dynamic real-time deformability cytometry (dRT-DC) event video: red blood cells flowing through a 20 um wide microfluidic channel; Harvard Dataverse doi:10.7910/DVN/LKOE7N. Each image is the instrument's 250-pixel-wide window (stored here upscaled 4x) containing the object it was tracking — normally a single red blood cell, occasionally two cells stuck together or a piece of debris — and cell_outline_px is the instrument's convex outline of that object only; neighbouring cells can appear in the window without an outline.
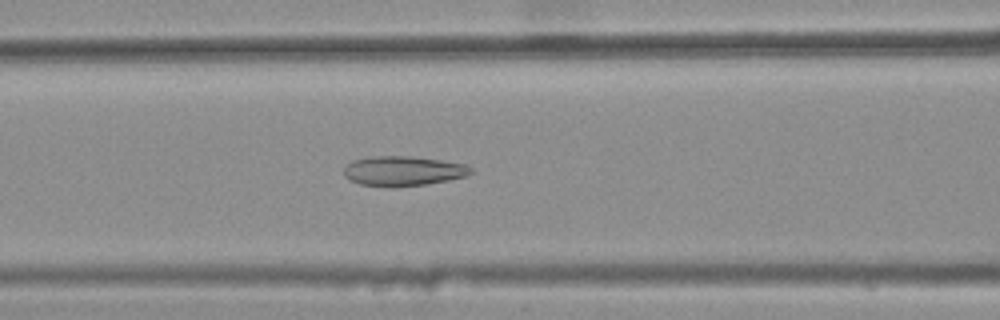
{"species": "common noctule bat (a hibernating species)", "species_latin": "Nyctalus noctula", "temperature_condition": "warm", "stored_images_in_passage": 33, "camera_frame_rate_fps": 3000, "um_per_image_px": 0.085, "animal": {"sex": "female", "body_mass_g": 25.1}, "frame": {"image": 1, "passage_image": 10, "time_ms": 3.0, "image_size_px": [1000, 320], "cell_outline_px": [[472, 172], [464, 176], [448, 180], [424, 184], [360, 184], [344, 176], [344, 168], [352, 160], [368, 156], [412, 156], [440, 160], [464, 164], [472, 168]], "centroid_in_image_um": [34.26, 14.48], "position_along_channel_um": 132.3, "area_um2": 21.1}}
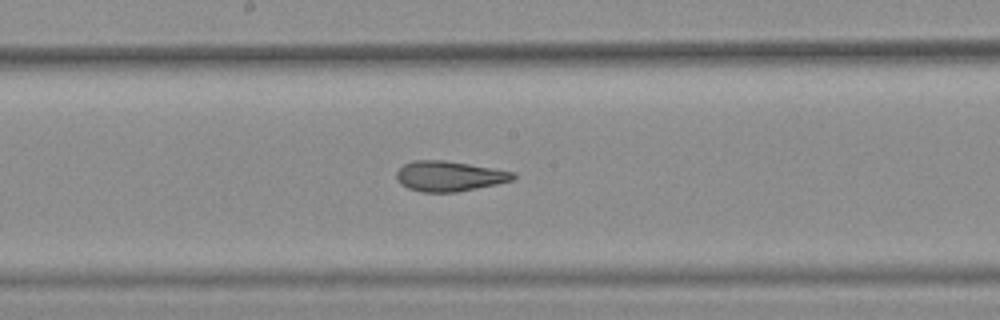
{"frame": {"image": 2, "passage_image": 16, "time_ms": 5.0, "image_size_px": [1000, 320], "cell_outline_px": [[516, 176], [512, 180], [496, 184], [456, 192], [424, 192], [408, 188], [400, 184], [396, 176], [396, 172], [404, 164], [412, 160], [444, 160], [516, 172]], "centroid_in_image_um": [38.17, 14.97], "position_along_channel_um": 210.0, "area_um2": 20.4}}
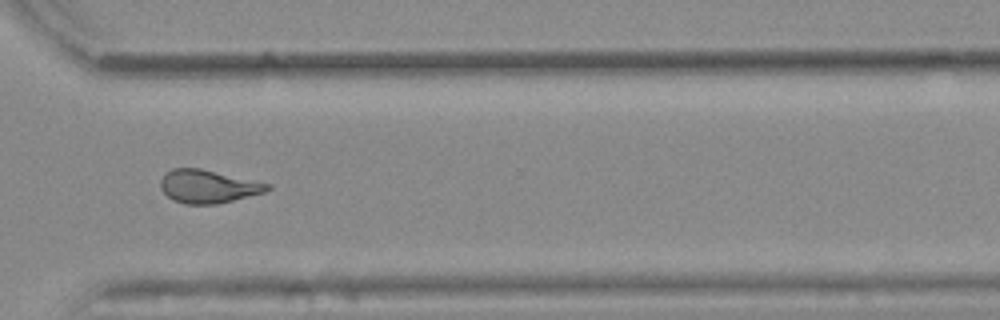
{"frame": {"image": 3, "passage_image": 27, "time_ms": 8.667, "image_size_px": [1000, 320], "cell_outline_px": [[272, 188], [264, 192], [216, 204], [184, 204], [172, 200], [160, 188], [160, 180], [172, 168], [200, 168], [272, 184]], "centroid_in_image_um": [17.68, 15.84], "position_along_channel_um": 352.9, "area_um2": 20.52}, "authors_computed_cell_mechanics": {"area_um2": 20.808, "velocity_mm_per_s": 3.8918, "shape_relaxation_time_tau1_ms": null, "shape_relaxation_time_tau2_ms": 2.3795, "deformation_change_tau1": null, "deformation_change_tau2": 0.1105}}